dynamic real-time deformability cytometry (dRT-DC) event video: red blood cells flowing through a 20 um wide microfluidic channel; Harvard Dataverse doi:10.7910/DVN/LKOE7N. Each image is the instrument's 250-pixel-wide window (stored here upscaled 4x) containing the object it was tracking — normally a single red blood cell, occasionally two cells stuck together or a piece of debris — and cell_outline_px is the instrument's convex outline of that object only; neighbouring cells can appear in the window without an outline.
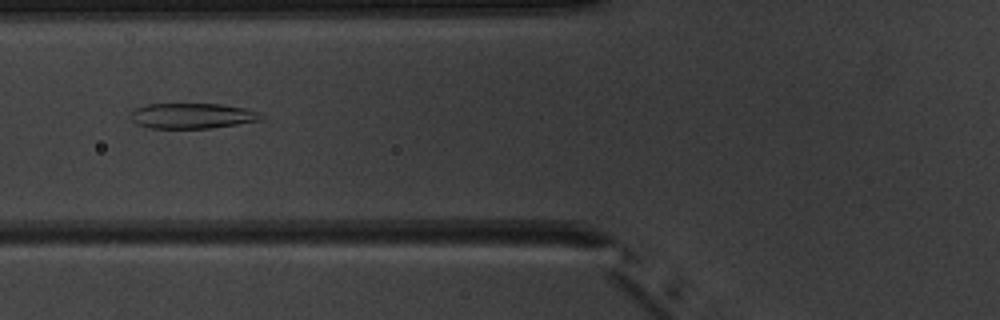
{"species": "common noctule bat (a hibernating species)", "species_latin": "Nyctalus noctula", "temperature_condition": "warm", "stored_images_in_passage": 5, "camera_frame_rate_fps": 3000, "um_per_image_px": 0.085, "animal": {"sex": "male", "body_mass_g": 20.1, "forearm_length_mm": 53.5}, "frame": {"image": 1, "passage_image": 5, "time_ms": 4.333, "image_size_px": [1000, 320], "cell_outline_px": [[264, 116], [260, 120], [212, 128], [152, 128], [136, 124], [132, 120], [132, 108], [148, 104], [220, 104], [244, 108], [256, 112]], "centroid_in_image_um": [16.29, 9.84], "position_along_channel_um": 109.5, "area_um2": 19.13}}